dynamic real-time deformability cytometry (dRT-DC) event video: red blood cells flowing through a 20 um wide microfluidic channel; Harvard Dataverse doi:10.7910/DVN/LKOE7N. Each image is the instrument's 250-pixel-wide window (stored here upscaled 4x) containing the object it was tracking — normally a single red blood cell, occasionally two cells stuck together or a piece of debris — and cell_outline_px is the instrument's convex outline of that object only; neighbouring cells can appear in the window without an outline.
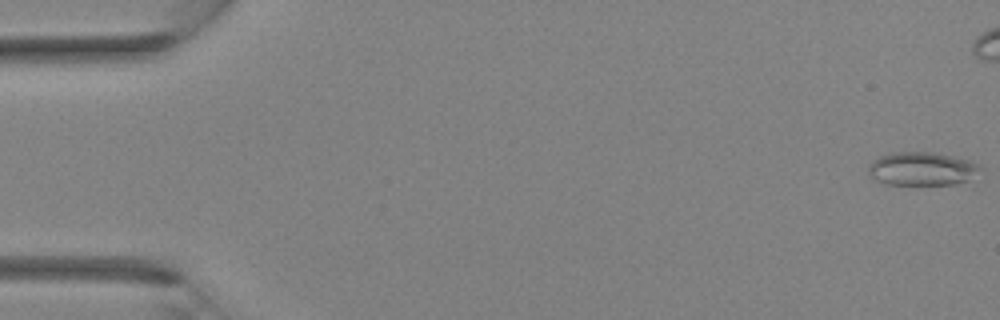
{"species": "Egyptian fruit bat (a non-hibernating species)", "species_latin": "Rousettus aegyptiacus", "temperature_condition": "room temperature", "stored_images_in_passage": 30, "camera_frame_rate_fps": 3000, "um_per_image_px": 0.085, "animal": {"sex": "female"}, "frame": {"image": 1, "passage_image": 1, "time_ms": 0.0, "image_size_px": [1000, 320], "cell_outline_px": [[984, 168], [968, 180], [956, 184], [888, 184], [872, 180], [868, 172], [868, 164], [872, 160], [888, 152], [932, 152], [972, 160], [980, 164]], "centroid_in_image_um": [78.35, 14.33], "position_along_channel_um": 6.6, "area_um2": 22.14}}
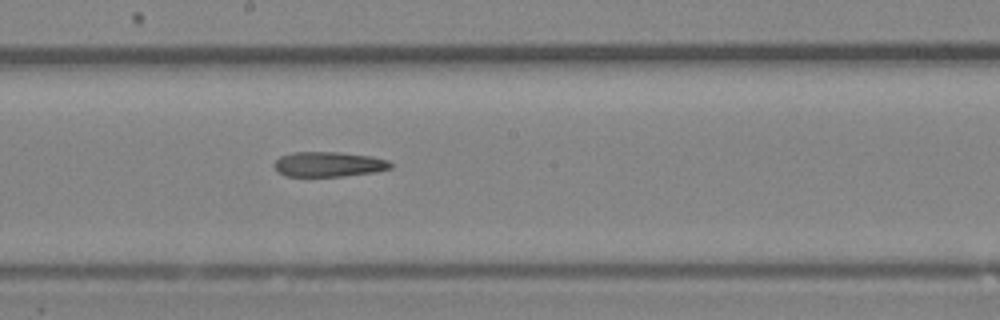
{"frame": {"image": 2, "passage_image": 20, "time_ms": 6.333, "image_size_px": [1000, 320], "cell_outline_px": [[392, 168], [376, 172], [344, 176], [284, 176], [276, 172], [272, 164], [280, 156], [292, 152], [340, 152], [372, 156], [388, 160], [392, 164]], "centroid_in_image_um": [27.91, 13.96], "position_along_channel_um": 220.3, "area_um2": 17.22}}
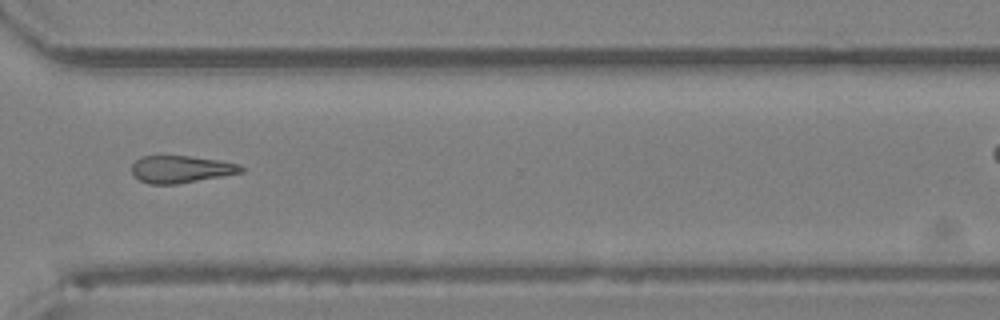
{"frame": {"image": 3, "passage_image": 27, "time_ms": 8.667, "image_size_px": [1000, 320], "cell_outline_px": [[244, 172], [176, 184], [148, 184], [140, 180], [132, 172], [132, 164], [140, 156], [188, 156], [216, 160], [240, 164], [244, 168]], "centroid_in_image_um": [15.37, 14.38], "position_along_channel_um": 355.2, "area_um2": 17.17}}